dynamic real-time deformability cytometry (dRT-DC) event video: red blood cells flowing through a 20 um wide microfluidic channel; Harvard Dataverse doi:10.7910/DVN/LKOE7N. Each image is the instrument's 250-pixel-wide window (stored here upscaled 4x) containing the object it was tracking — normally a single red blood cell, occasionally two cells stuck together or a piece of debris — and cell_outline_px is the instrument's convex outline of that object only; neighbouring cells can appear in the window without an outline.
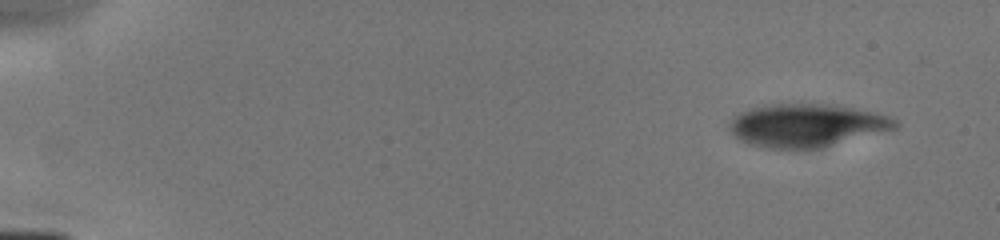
{"species": "human", "species_latin": "Homo sapiens", "temperature_condition": "cold", "stored_images_in_passage": 4, "camera_frame_rate_fps": 3000, "um_per_image_px": 0.085, "donor": {"sex": "male"}, "frame": {"image": 1, "passage_image": 1, "time_ms": 0.0, "image_size_px": [1000, 240], "cell_outline_px": [[900, 124], [896, 128], [820, 148], [764, 148], [748, 144], [740, 140], [728, 128], [728, 124], [732, 116], [736, 112], [748, 108], [768, 104], [836, 104], [892, 116]], "centroid_in_image_um": [68.52, 10.64], "position_along_channel_um": 16.5, "area_um2": 41.85}}
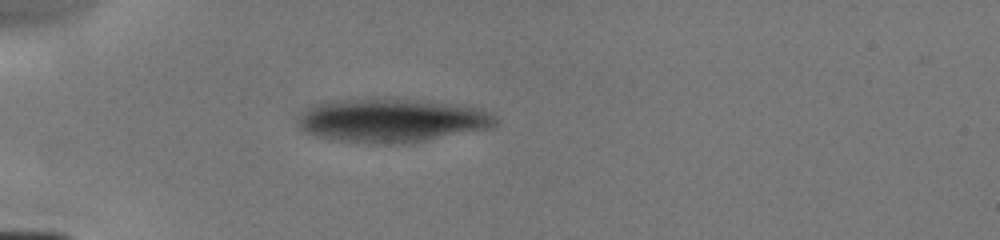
{"frame": {"image": 2, "passage_image": 4, "time_ms": 3.667, "image_size_px": [1000, 240], "cell_outline_px": [[500, 120], [492, 128], [424, 140], [400, 144], [384, 144], [340, 140], [316, 136], [304, 132], [296, 124], [300, 116], [304, 112], [320, 104], [348, 100], [428, 100], [484, 108], [496, 116]], "centroid_in_image_um": [33.43, 10.25], "position_along_channel_um": 51.6, "area_um2": 49.48}}